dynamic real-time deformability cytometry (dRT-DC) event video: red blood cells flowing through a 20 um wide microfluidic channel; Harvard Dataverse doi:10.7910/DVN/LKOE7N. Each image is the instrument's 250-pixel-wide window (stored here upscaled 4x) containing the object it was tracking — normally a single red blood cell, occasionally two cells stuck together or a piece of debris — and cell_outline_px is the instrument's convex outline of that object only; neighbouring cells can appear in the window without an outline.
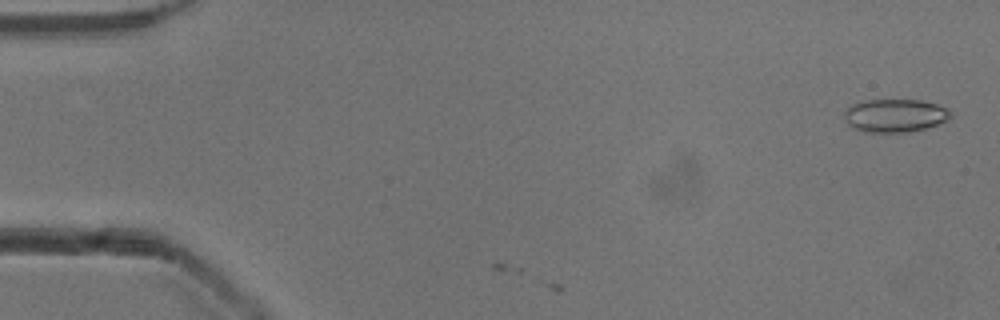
{"species": "common noctule bat (a hibernating species)", "species_latin": "Nyctalus noctula", "temperature_condition": "cold", "stored_images_in_passage": 11, "camera_frame_rate_fps": 3000, "um_per_image_px": 0.085, "animal": {"sex": "male", "body_mass_g": 13.3}, "frame": {"image": 1, "passage_image": 2, "time_ms": 0.333, "image_size_px": [1000, 320], "cell_outline_px": [[940, 120], [932, 124], [916, 128], [864, 128], [856, 124], [860, 104], [880, 100], [908, 100], [932, 104], [940, 108]], "centroid_in_image_um": [76.26, 9.72], "position_along_channel_um": 8.7, "area_um2": 14.91}}